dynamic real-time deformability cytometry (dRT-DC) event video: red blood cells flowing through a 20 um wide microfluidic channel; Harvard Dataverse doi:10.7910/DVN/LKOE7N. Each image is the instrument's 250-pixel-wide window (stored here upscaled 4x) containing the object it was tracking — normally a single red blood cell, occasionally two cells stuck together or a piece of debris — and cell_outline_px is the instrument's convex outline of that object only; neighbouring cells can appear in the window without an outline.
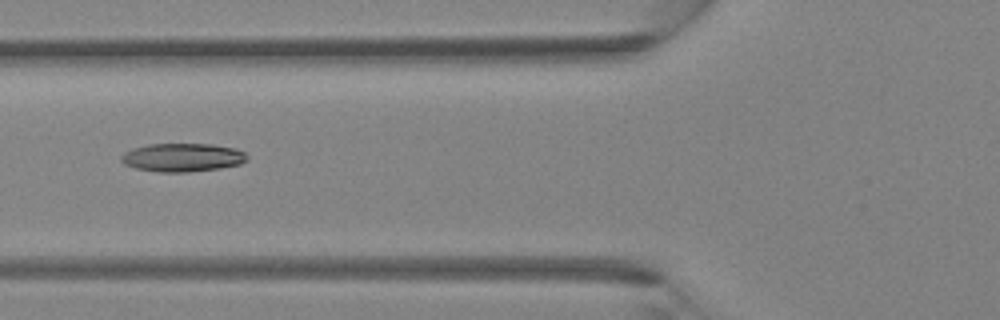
{"species": "Egyptian fruit bat (a non-hibernating species)", "species_latin": "Rousettus aegyptiacus", "temperature_condition": "room temperature", "stored_images_in_passage": 4, "camera_frame_rate_fps": 3000, "um_per_image_px": 0.085, "animal": {"sex": "female"}, "frame": {"image": 1, "passage_image": 4, "time_ms": 1.0, "image_size_px": [1000, 320], "cell_outline_px": [[248, 160], [240, 164], [220, 168], [188, 172], [160, 172], [136, 168], [124, 164], [120, 160], [120, 156], [124, 152], [132, 148], [148, 144], [212, 144], [236, 148], [244, 152], [248, 156]], "centroid_in_image_um": [15.51, 13.38], "position_along_channel_um": 110.3, "area_um2": 20.98}}